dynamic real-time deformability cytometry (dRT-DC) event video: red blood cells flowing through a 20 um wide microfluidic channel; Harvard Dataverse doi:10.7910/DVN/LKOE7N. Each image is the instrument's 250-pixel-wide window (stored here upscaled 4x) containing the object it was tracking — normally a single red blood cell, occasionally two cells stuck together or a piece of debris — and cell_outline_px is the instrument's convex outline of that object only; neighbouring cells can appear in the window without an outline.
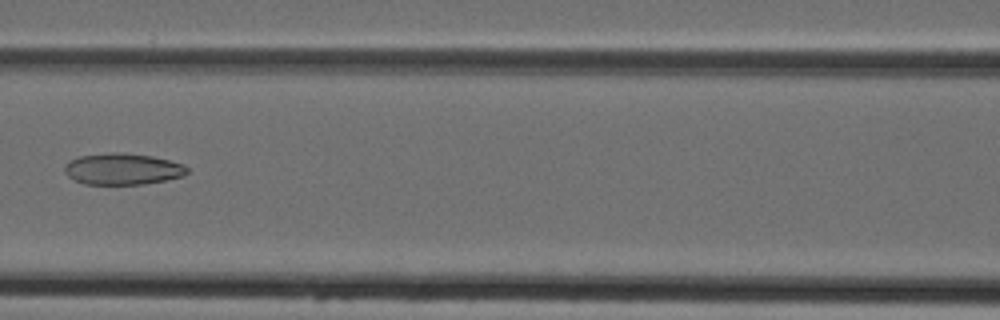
{"species": "Egyptian fruit bat (a non-hibernating species)", "species_latin": "Rousettus aegyptiacus", "temperature_condition": "cold", "stored_images_in_passage": 7, "camera_frame_rate_fps": 3000, "um_per_image_px": 0.085, "animal": {"sex": "female"}, "frame": {"image": 1, "passage_image": 7, "time_ms": 8.0, "image_size_px": [1000, 320], "cell_outline_px": [[188, 172], [184, 176], [144, 184], [84, 184], [68, 176], [64, 172], [64, 164], [68, 160], [80, 156], [112, 152], [124, 152], [152, 156], [184, 164], [188, 168]], "centroid_in_image_um": [10.41, 14.35], "position_along_channel_um": 156.2, "area_um2": 22.54}}